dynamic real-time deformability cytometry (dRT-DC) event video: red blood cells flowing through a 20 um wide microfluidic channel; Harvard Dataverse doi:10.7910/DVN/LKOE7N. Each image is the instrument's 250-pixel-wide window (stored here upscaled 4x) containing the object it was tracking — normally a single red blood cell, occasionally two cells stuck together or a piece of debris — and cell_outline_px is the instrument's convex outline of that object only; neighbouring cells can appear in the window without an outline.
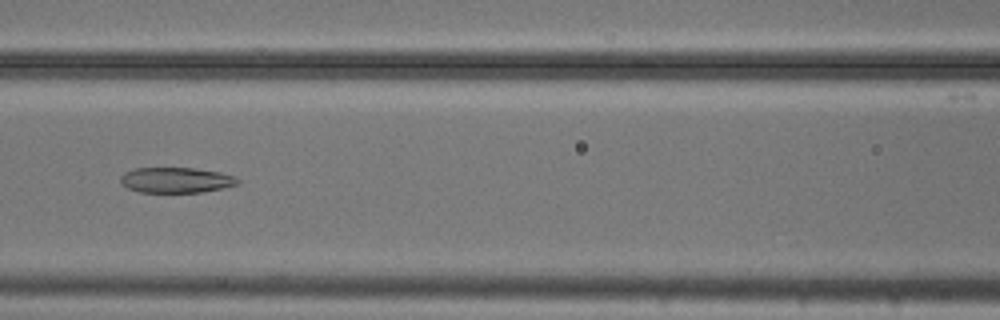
{"species": "common noctule bat (a hibernating species)", "species_latin": "Nyctalus noctula", "temperature_condition": "cold", "stored_images_in_passage": 55, "segment_of_instrument_passage": [1, 2], "camera_frame_rate_fps": 3000, "um_per_image_px": 0.085, "animal": {"sex": "male", "body_mass_g": 20.5, "forearm_length_mm": 52.5}, "frame": {"image": 1, "passage_image": 24, "time_ms": 7.667, "image_size_px": [1000, 320], "cell_outline_px": [[240, 184], [224, 188], [200, 192], [140, 192], [128, 188], [120, 184], [120, 176], [124, 172], [136, 168], [196, 168], [220, 172], [236, 176], [240, 180]], "centroid_in_image_um": [14.99, 15.3], "position_along_channel_um": 151.6, "area_um2": 17.57}}
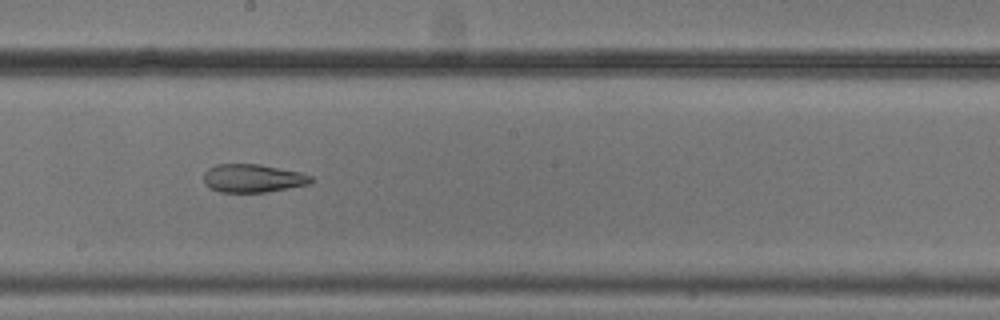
{"frame": {"image": 2, "passage_image": 30, "time_ms": 9.667, "image_size_px": [1000, 320], "cell_outline_px": [[312, 184], [264, 192], [220, 192], [204, 184], [204, 172], [208, 168], [216, 164], [260, 164], [300, 172], [312, 176]], "centroid_in_image_um": [21.49, 15.15], "position_along_channel_um": 226.7, "area_um2": 17.69}}
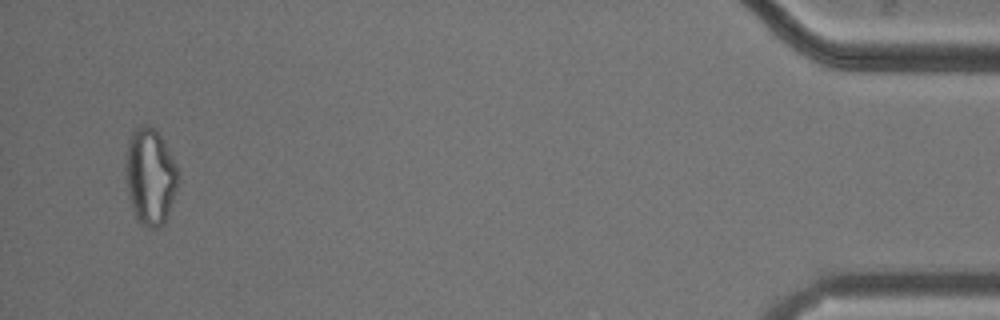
{"frame": {"image": 3, "passage_image": 52, "time_ms": 17.0, "image_size_px": [1000, 320], "cell_outline_px": [[176, 188], [164, 224], [156, 228], [152, 228], [140, 224], [136, 220], [128, 196], [124, 176], [124, 160], [128, 140], [132, 132], [140, 124], [152, 124], [156, 128], [164, 140], [176, 168]], "centroid_in_image_um": [12.69, 14.96], "position_along_channel_um": 422.5, "area_um2": 29.77}}